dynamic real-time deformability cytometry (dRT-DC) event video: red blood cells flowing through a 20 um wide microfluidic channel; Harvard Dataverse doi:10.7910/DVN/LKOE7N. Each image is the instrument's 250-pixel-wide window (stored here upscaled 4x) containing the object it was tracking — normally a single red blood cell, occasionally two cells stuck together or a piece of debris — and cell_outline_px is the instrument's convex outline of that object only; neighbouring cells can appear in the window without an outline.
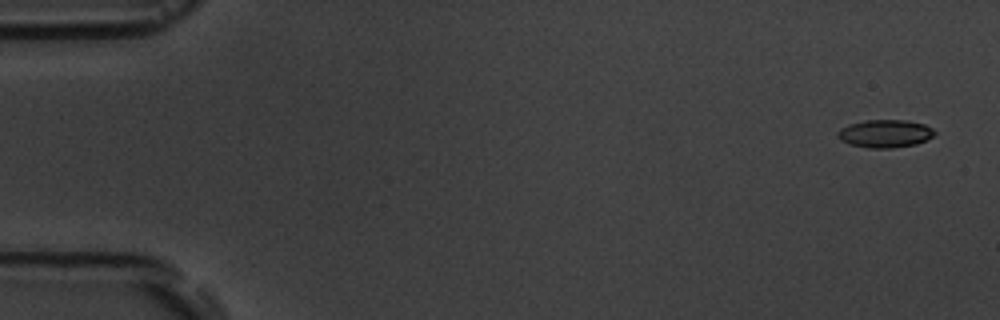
{"species": "common noctule bat (a hibernating species)", "species_latin": "Nyctalus noctula", "temperature_condition": "room temperature", "stored_images_in_passage": 5, "camera_frame_rate_fps": 3000, "um_per_image_px": 0.085, "animal": {"sex": "male", "body_mass_g": 19.5, "forearm_length_mm": 54.6}, "frame": {"image": 1, "passage_image": 1, "time_ms": 0.0, "image_size_px": [1000, 320], "cell_outline_px": [[936, 132], [932, 136], [916, 144], [892, 148], [868, 148], [848, 144], [840, 140], [836, 136], [836, 132], [840, 128], [848, 124], [864, 120], [904, 120], [924, 124], [932, 128]], "centroid_in_image_um": [75.16, 11.35], "position_along_channel_um": 9.8, "area_um2": 15.84}}
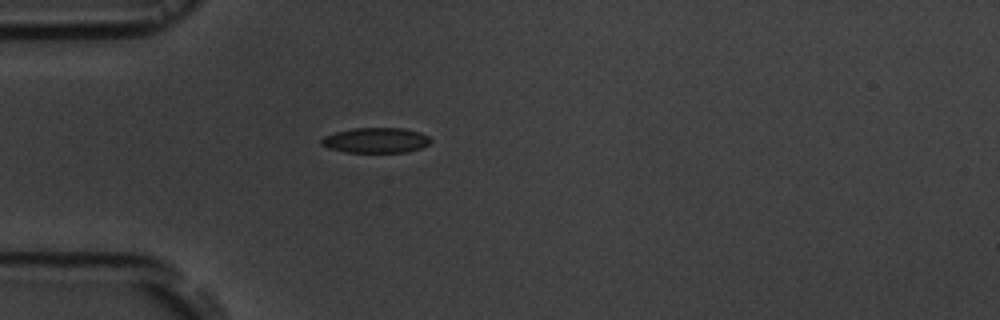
{"frame": {"image": 2, "passage_image": 5, "time_ms": 4.667, "image_size_px": [1000, 320], "cell_outline_px": [[432, 140], [428, 144], [420, 148], [408, 152], [344, 152], [328, 148], [320, 144], [320, 140], [324, 136], [336, 132], [352, 128], [404, 128], [420, 132], [428, 136]], "centroid_in_image_um": [31.93, 11.92], "position_along_channel_um": 53.1, "area_um2": 16.13}}